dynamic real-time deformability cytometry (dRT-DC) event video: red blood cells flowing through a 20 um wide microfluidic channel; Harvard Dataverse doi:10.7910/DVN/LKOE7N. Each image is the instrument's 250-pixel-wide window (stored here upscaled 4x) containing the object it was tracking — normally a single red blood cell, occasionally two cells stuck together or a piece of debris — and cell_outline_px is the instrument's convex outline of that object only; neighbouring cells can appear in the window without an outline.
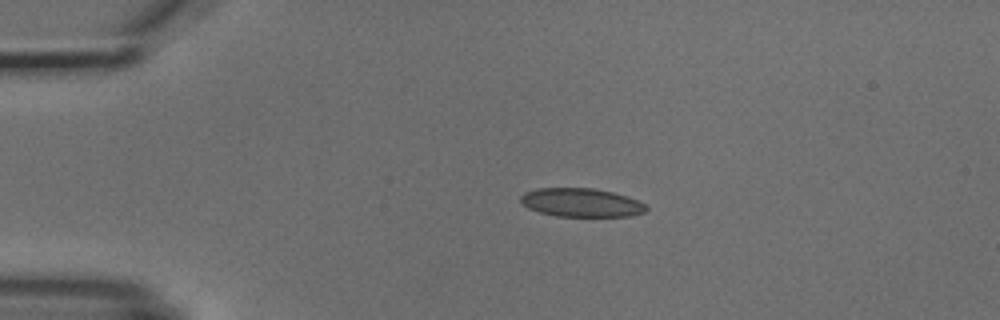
{"species": "common noctule bat (a hibernating species)", "species_latin": "Nyctalus noctula", "temperature_condition": "cold", "stored_images_in_passage": 2, "camera_frame_rate_fps": 3000, "um_per_image_px": 0.085, "animal": {"sex": "male", "body_mass_g": 18.8}, "frame": {"image": 1, "passage_image": 1, "time_ms": 0.0, "image_size_px": [1000, 320], "cell_outline_px": [[648, 208], [644, 212], [632, 216], [556, 216], [540, 212], [528, 208], [520, 200], [520, 196], [524, 192], [536, 188], [592, 188], [612, 192], [628, 196], [644, 204]], "centroid_in_image_um": [49.39, 17.21], "position_along_channel_um": 35.6, "area_um2": 20.87}}